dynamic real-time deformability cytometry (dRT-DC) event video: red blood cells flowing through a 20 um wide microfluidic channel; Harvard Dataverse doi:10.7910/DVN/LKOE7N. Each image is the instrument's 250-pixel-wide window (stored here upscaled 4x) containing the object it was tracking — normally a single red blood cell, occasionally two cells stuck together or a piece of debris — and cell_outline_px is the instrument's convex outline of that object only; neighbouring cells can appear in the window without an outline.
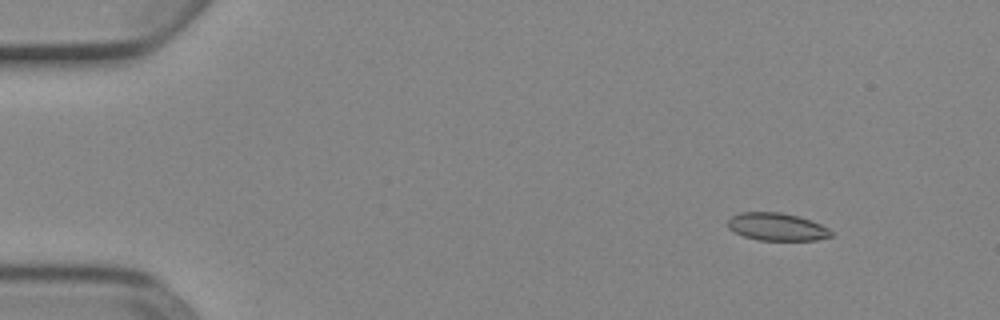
{"species": "Egyptian fruit bat (a non-hibernating species)", "species_latin": "Rousettus aegyptiacus", "temperature_condition": "cold", "stored_images_in_passage": 6, "camera_frame_rate_fps": 3000, "um_per_image_px": 0.085, "animal": {"sex": "female"}, "frame": {"image": 1, "passage_image": 2, "time_ms": 0.333, "image_size_px": [1000, 320], "cell_outline_px": [[832, 236], [816, 240], [760, 240], [744, 236], [728, 228], [728, 220], [732, 216], [740, 212], [780, 212], [796, 216], [820, 224], [828, 228], [832, 232]], "centroid_in_image_um": [66.02, 19.28], "position_along_channel_um": 19.0, "area_um2": 16.42}}
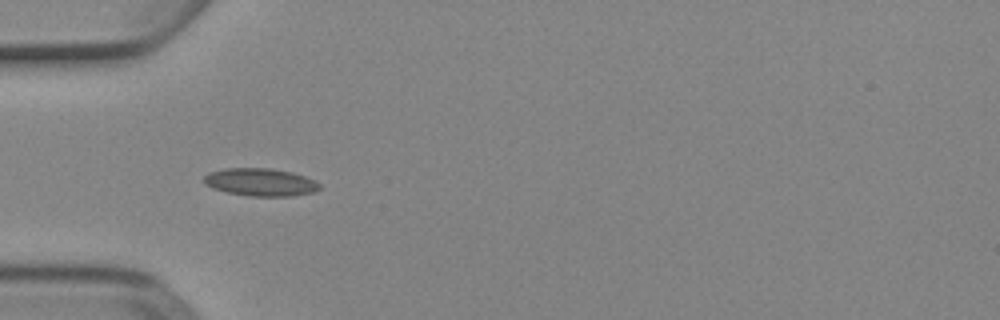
{"frame": {"image": 2, "passage_image": 5, "time_ms": 1.333, "image_size_px": [1000, 320], "cell_outline_px": [[320, 188], [312, 192], [292, 196], [248, 196], [228, 192], [212, 188], [204, 184], [204, 176], [208, 172], [224, 168], [272, 168], [292, 172], [316, 180], [320, 184]], "centroid_in_image_um": [22.13, 15.47], "position_along_channel_um": 62.9, "area_um2": 18.79}}
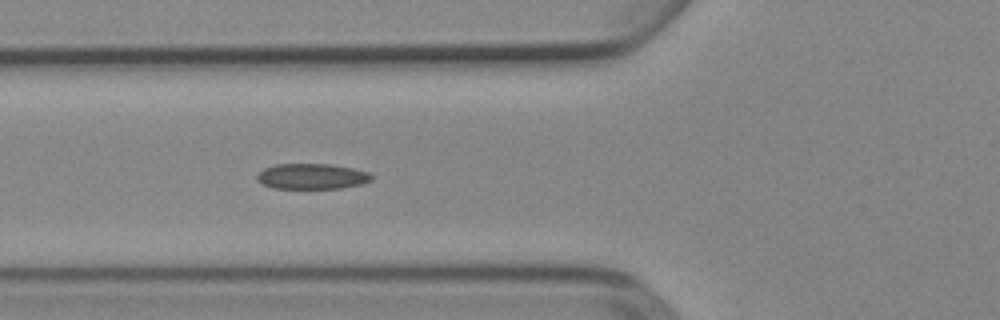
{"frame": {"image": 3, "passage_image": 6, "time_ms": 1.667, "image_size_px": [1000, 320], "cell_outline_px": [[372, 180], [364, 184], [340, 188], [272, 188], [256, 180], [256, 176], [264, 168], [276, 164], [332, 164], [352, 168], [368, 172], [372, 176]], "centroid_in_image_um": [26.52, 14.99], "position_along_channel_um": 99.3, "area_um2": 17.05}}